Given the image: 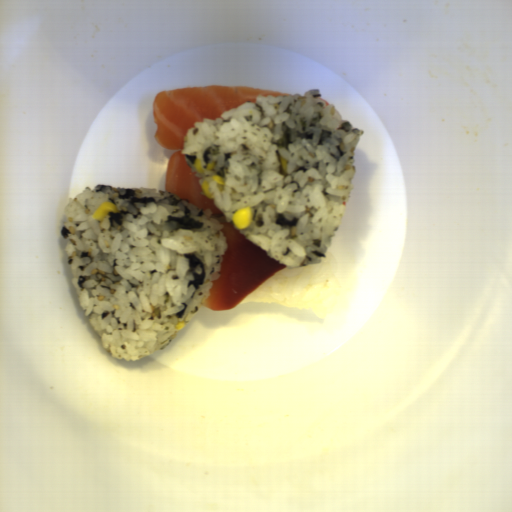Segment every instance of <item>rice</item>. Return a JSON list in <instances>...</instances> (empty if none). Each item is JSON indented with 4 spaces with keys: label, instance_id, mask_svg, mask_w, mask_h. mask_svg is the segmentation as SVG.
<instances>
[{
    "label": "rice",
    "instance_id": "obj_3",
    "mask_svg": "<svg viewBox=\"0 0 512 512\" xmlns=\"http://www.w3.org/2000/svg\"><path fill=\"white\" fill-rule=\"evenodd\" d=\"M353 286L352 260L331 244L319 264L278 271L237 305L262 303L309 311L320 322H330Z\"/></svg>",
    "mask_w": 512,
    "mask_h": 512
},
{
    "label": "rice",
    "instance_id": "obj_1",
    "mask_svg": "<svg viewBox=\"0 0 512 512\" xmlns=\"http://www.w3.org/2000/svg\"><path fill=\"white\" fill-rule=\"evenodd\" d=\"M121 213L91 216L102 202ZM211 209L156 188L87 186L65 207L73 291L114 359L165 348L207 300L228 243Z\"/></svg>",
    "mask_w": 512,
    "mask_h": 512
},
{
    "label": "rice",
    "instance_id": "obj_2",
    "mask_svg": "<svg viewBox=\"0 0 512 512\" xmlns=\"http://www.w3.org/2000/svg\"><path fill=\"white\" fill-rule=\"evenodd\" d=\"M320 96L318 88L303 96L258 93L255 102L194 122L180 150L198 184L207 181L225 222L250 207L252 221L239 233L288 269L326 259L354 189L355 151L365 134ZM279 155L290 160L286 176ZM195 158L204 174L193 166ZM213 160L217 165L208 171ZM214 174L225 178L223 192Z\"/></svg>",
    "mask_w": 512,
    "mask_h": 512
}]
</instances>
